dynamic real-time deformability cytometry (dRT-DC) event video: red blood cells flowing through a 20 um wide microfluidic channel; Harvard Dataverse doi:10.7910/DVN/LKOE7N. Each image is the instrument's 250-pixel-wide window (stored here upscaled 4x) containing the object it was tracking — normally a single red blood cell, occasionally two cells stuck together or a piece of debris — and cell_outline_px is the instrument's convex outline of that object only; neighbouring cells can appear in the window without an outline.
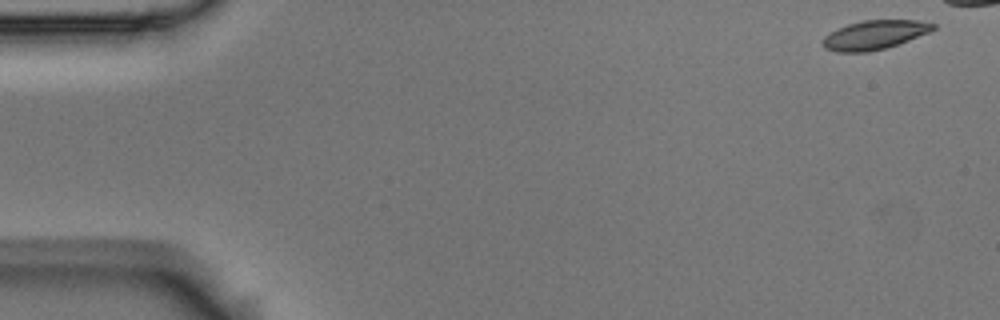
{"species": "Egyptian fruit bat (a non-hibernating species)", "species_latin": "Rousettus aegyptiacus", "temperature_condition": "room temperature", "stored_images_in_passage": 47, "camera_frame_rate_fps": 3000, "um_per_image_px": 0.085, "animal": {"sex": "male"}, "frame": {"image": 1, "passage_image": 1, "time_ms": 0.0, "image_size_px": [1000, 320], "cell_outline_px": [[936, 28], [932, 32], [884, 48], [868, 52], [836, 52], [824, 48], [820, 44], [824, 36], [836, 28], [848, 24], [864, 20], [916, 20], [936, 24]], "centroid_in_image_um": [74.31, 2.96], "position_along_channel_um": 10.7, "area_um2": 18.79}}
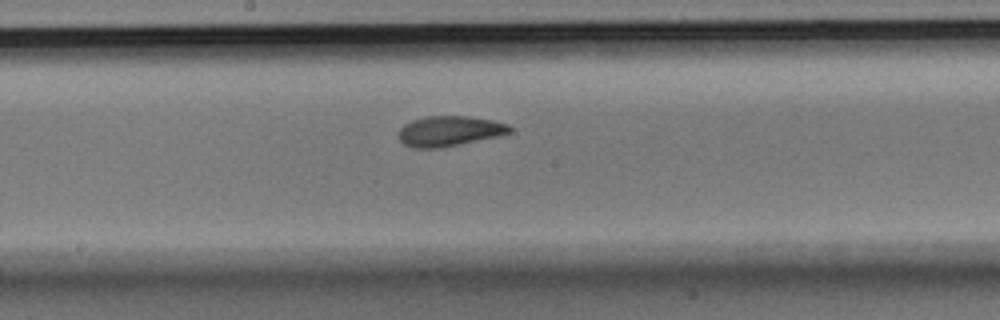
{"frame": {"image": 2, "passage_image": 28, "time_ms": 9.0, "image_size_px": [1000, 320], "cell_outline_px": [[512, 132], [500, 136], [440, 148], [412, 148], [404, 144], [400, 140], [400, 128], [404, 124], [412, 120], [428, 116], [468, 116], [492, 120], [508, 124], [512, 128]], "centroid_in_image_um": [38.22, 11.14], "position_along_channel_um": 210.0, "area_um2": 19.59}}
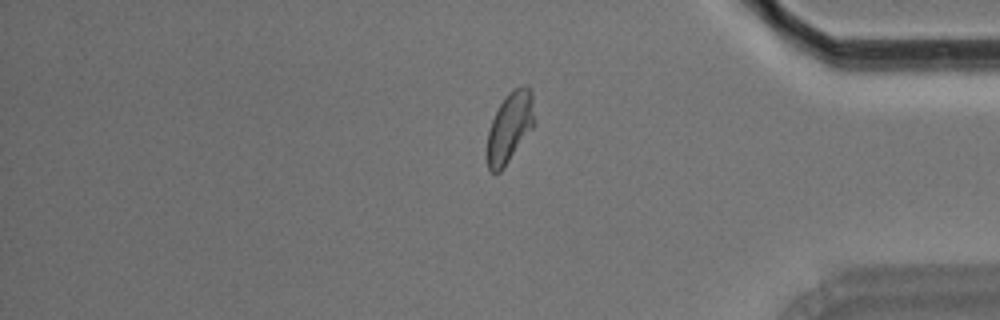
{"frame": {"image": 3, "passage_image": 45, "time_ms": 14.667, "image_size_px": [1000, 320], "cell_outline_px": [[536, 124], [504, 168], [500, 172], [492, 172], [488, 168], [488, 132], [492, 120], [500, 104], [508, 92], [512, 88], [524, 84], [532, 92]], "centroid_in_image_um": [43.38, 10.78], "position_along_channel_um": 391.8, "area_um2": 19.48}, "authors_computed_cell_mechanics": {"area_um2": 19.4786, "velocity_mm_per_s": 3.6211, "shape_relaxation_time_tau1_ms": 5.8728, "shape_relaxation_time_tau2_ms": 1.9113, "deformation_change_tau1": 0.1503, "deformation_change_tau2": 0.0705}}